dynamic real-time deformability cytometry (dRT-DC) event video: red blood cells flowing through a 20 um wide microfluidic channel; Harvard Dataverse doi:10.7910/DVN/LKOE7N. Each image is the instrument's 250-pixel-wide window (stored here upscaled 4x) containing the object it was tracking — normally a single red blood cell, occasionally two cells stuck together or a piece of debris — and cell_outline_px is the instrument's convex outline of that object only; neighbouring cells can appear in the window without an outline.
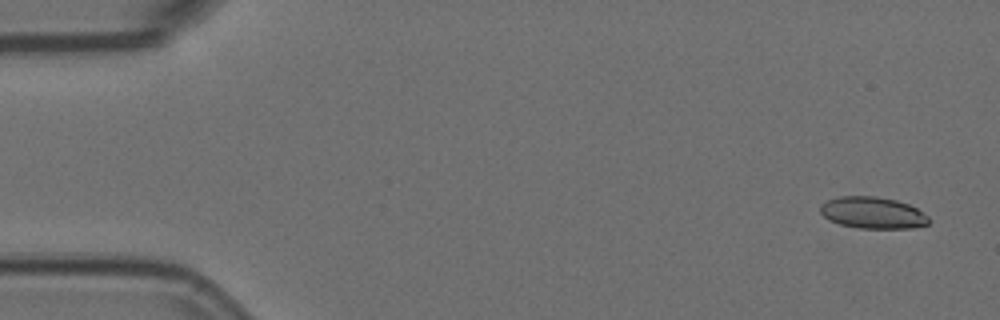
{"species": "Egyptian fruit bat (a non-hibernating species)", "species_latin": "Rousettus aegyptiacus", "temperature_condition": "room temperature", "stored_images_in_passage": 5, "camera_frame_rate_fps": 3000, "um_per_image_px": 0.085, "animal": {"sex": "female"}, "frame": {"image": 1, "passage_image": 1, "time_ms": 0.0, "image_size_px": [1000, 320], "cell_outline_px": [[932, 220], [928, 224], [912, 228], [860, 228], [840, 224], [828, 220], [820, 212], [820, 204], [828, 200], [840, 196], [876, 196], [896, 200], [908, 204], [916, 208], [928, 216]], "centroid_in_image_um": [74.18, 18.08], "position_along_channel_um": 10.8, "area_um2": 20.06}}